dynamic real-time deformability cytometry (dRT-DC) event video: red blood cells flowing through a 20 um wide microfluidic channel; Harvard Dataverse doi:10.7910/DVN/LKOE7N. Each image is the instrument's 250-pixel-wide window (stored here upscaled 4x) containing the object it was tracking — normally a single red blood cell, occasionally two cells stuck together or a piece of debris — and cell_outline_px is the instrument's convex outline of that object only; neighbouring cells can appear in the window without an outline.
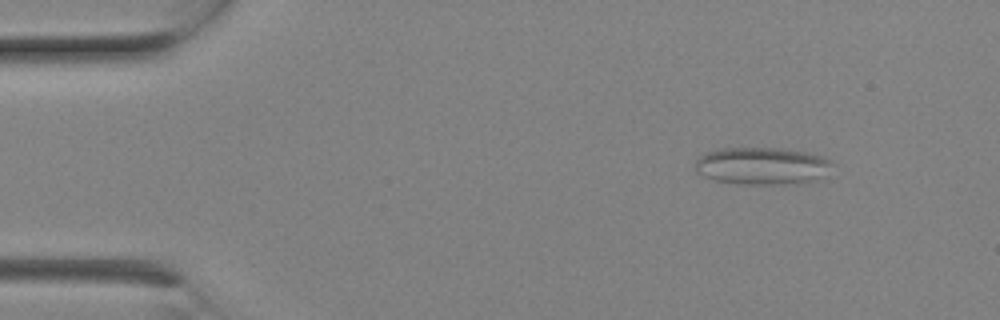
{"species": "Egyptian fruit bat (a non-hibernating species)", "species_latin": "Rousettus aegyptiacus", "temperature_condition": "room temperature", "stored_images_in_passage": 7, "camera_frame_rate_fps": 3000, "um_per_image_px": 0.085, "animal": {"sex": "female"}, "frame": {"image": 1, "passage_image": 1, "time_ms": 0.0, "image_size_px": [1000, 320], "cell_outline_px": [[836, 164], [816, 180], [808, 184], [740, 184], [716, 180], [704, 176], [696, 172], [696, 160], [700, 156], [708, 152], [720, 148], [780, 148], [804, 152], [820, 156], [832, 160]], "centroid_in_image_um": [64.82, 14.11], "position_along_channel_um": 20.2, "area_um2": 30.0}}
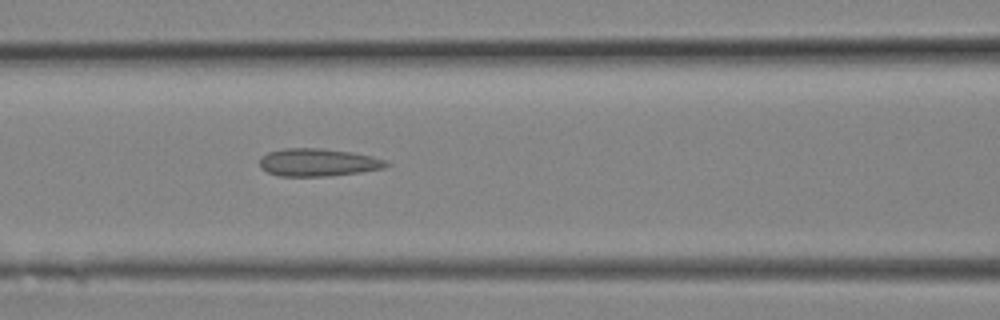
{"frame": {"image": 2, "passage_image": 7, "time_ms": 2.0, "image_size_px": [1000, 320], "cell_outline_px": [[392, 164], [384, 168], [360, 172], [332, 176], [280, 176], [268, 172], [260, 168], [260, 156], [268, 152], [284, 148], [320, 148], [352, 152], [372, 156], [388, 160]], "centroid_in_image_um": [27.06, 13.8], "position_along_channel_um": 139.5, "area_um2": 20.69}}